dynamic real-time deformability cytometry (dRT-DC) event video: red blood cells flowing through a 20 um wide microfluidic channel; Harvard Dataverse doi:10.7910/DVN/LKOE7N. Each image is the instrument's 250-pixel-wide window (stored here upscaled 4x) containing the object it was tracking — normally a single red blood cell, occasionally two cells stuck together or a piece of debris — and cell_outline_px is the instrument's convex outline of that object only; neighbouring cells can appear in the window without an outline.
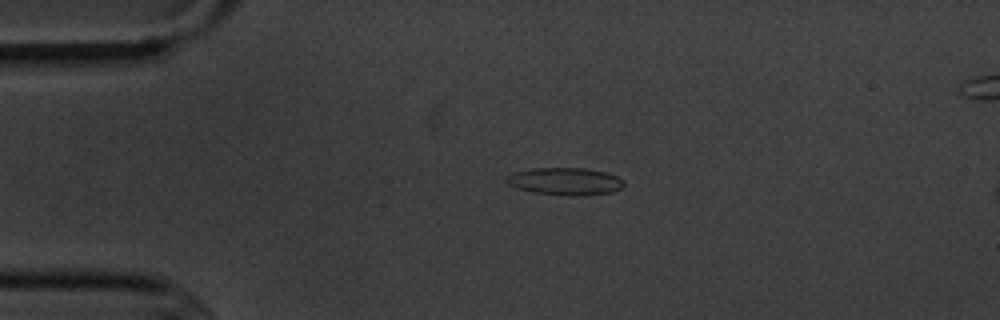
{"species": "common noctule bat (a hibernating species)", "species_latin": "Nyctalus noctula", "temperature_condition": "cold", "stored_images_in_passage": 4, "segment_of_instrument_passage": [1, 2], "camera_frame_rate_fps": 3000, "um_per_image_px": 0.085, "animal": {"sex": "male", "body_mass_g": 20.1, "forearm_length_mm": 53.5}, "frame": {"image": 1, "passage_image": 2, "time_ms": 1.0, "image_size_px": [1000, 320], "cell_outline_px": [[624, 184], [620, 188], [612, 192], [588, 196], [568, 196], [532, 192], [516, 188], [508, 184], [504, 180], [512, 172], [532, 168], [588, 168], [608, 172], [624, 180]], "centroid_in_image_um": [48.04, 15.42], "position_along_channel_um": 37.0, "area_um2": 19.13}}